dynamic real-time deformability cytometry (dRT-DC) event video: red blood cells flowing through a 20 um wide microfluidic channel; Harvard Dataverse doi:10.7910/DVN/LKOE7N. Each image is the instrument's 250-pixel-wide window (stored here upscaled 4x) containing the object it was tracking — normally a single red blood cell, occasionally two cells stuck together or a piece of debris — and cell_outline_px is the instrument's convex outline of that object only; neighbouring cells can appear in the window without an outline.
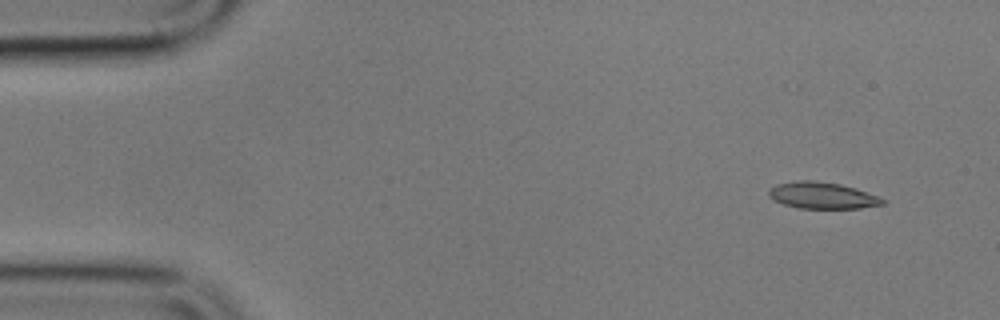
{"species": "common noctule bat (a hibernating species)", "species_latin": "Nyctalus noctula", "temperature_condition": "cold", "stored_images_in_passage": 4, "camera_frame_rate_fps": 3000, "um_per_image_px": 0.085, "animal": {"sex": "male", "body_mass_g": 17.9}, "frame": {"image": 1, "passage_image": 1, "time_ms": 0.0, "image_size_px": [1000, 320], "cell_outline_px": [[884, 204], [860, 208], [800, 208], [784, 204], [772, 200], [768, 196], [768, 192], [776, 184], [800, 180], [812, 180], [840, 184], [856, 188], [880, 196], [884, 200]], "centroid_in_image_um": [69.9, 16.61], "position_along_channel_um": 15.1, "area_um2": 17.57}}